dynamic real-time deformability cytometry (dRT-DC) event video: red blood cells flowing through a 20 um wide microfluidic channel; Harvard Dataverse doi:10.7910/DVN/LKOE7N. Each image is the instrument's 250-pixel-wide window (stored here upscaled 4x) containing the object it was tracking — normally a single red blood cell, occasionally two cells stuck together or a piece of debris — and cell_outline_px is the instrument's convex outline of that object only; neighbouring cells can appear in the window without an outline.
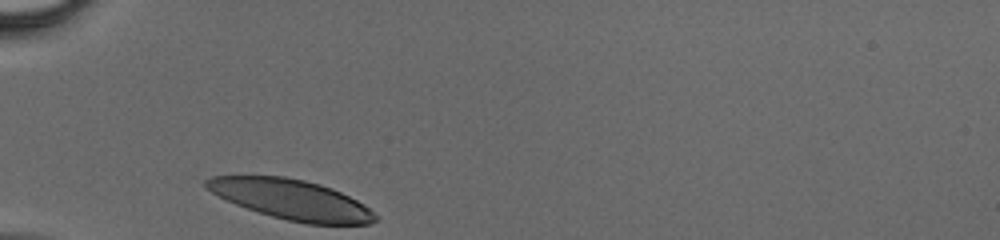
{"species": "human", "species_latin": "Homo sapiens", "temperature_condition": "cold", "stored_images_in_passage": 24, "camera_frame_rate_fps": 3000, "um_per_image_px": 0.085, "donor": {"sex": "male"}, "frame": {"image": 1, "passage_image": 1, "time_ms": 0.0, "image_size_px": [1000, 240], "cell_outline_px": [[376, 220], [368, 224], [308, 224], [288, 220], [272, 216], [236, 204], [204, 188], [204, 180], [212, 176], [284, 176], [304, 180], [320, 184], [332, 188], [364, 204], [376, 216]], "centroid_in_image_um": [24.75, 16.95], "position_along_channel_um": 60.3, "area_um2": 38.9}}
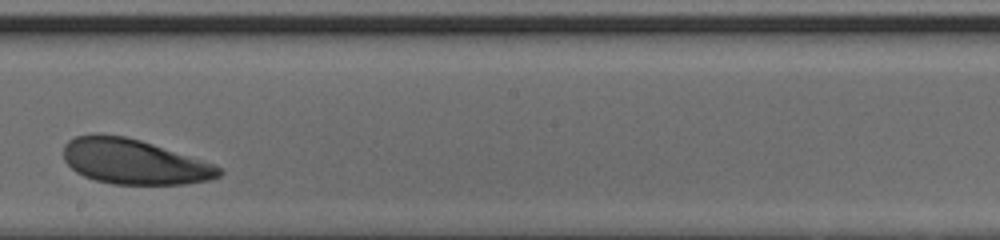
{"frame": {"image": 2, "passage_image": 14, "time_ms": 4.333, "image_size_px": [1000, 240], "cell_outline_px": [[224, 172], [220, 176], [212, 180], [188, 184], [112, 184], [96, 180], [84, 176], [76, 172], [64, 160], [64, 144], [68, 140], [76, 136], [96, 132], [124, 136], [140, 140], [212, 164], [220, 168]], "centroid_in_image_um": [11.35, 13.74], "position_along_channel_um": 236.9, "area_um2": 40.75}}
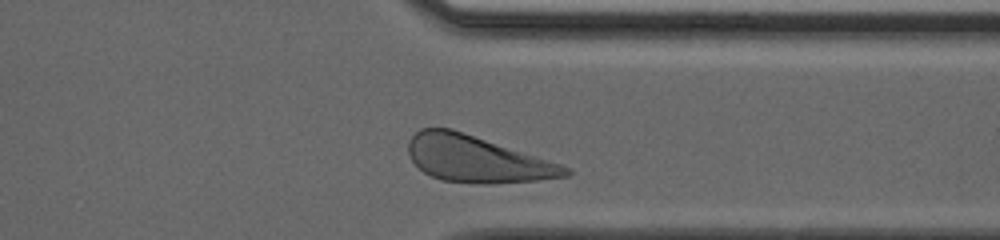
{"frame": {"image": 3, "passage_image": 23, "time_ms": 7.333, "image_size_px": [1000, 240], "cell_outline_px": [[572, 172], [568, 176], [536, 180], [492, 184], [480, 184], [440, 180], [424, 172], [408, 156], [408, 140], [420, 128], [452, 128], [572, 168]], "centroid_in_image_um": [40.51, 13.52], "position_along_channel_um": 370.9, "area_um2": 42.37}}